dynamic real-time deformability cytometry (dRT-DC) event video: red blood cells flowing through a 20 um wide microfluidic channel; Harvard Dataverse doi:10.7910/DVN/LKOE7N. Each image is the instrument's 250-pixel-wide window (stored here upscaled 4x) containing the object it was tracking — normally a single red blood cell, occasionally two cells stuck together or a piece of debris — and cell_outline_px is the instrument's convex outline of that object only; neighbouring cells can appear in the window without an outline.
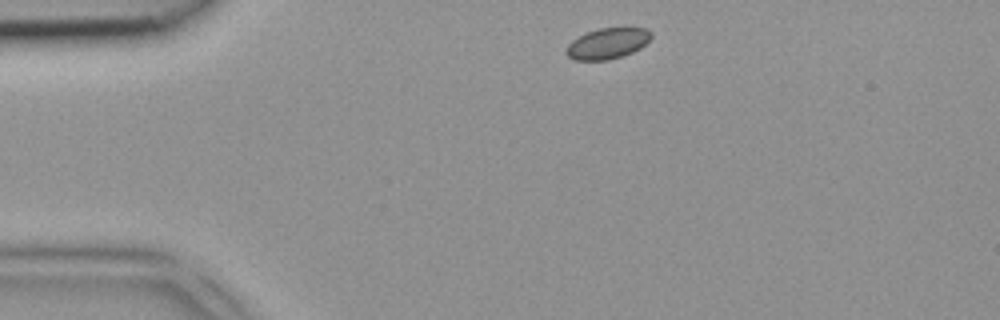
{"species": "common noctule bat (a hibernating species)", "species_latin": "Nyctalus noctula", "temperature_condition": "room temperature", "stored_images_in_passage": 2, "camera_frame_rate_fps": 3000, "um_per_image_px": 0.085, "animal": {"sex": "female", "body_mass_g": 18.4}, "frame": {"image": 1, "passage_image": 1, "time_ms": 0.0, "image_size_px": [1000, 320], "cell_outline_px": [[652, 36], [640, 48], [632, 52], [608, 60], [572, 60], [564, 52], [568, 44], [572, 40], [588, 32], [600, 28], [644, 28], [652, 32]], "centroid_in_image_um": [51.6, 3.7], "position_along_channel_um": 33.4, "area_um2": 15.09}}